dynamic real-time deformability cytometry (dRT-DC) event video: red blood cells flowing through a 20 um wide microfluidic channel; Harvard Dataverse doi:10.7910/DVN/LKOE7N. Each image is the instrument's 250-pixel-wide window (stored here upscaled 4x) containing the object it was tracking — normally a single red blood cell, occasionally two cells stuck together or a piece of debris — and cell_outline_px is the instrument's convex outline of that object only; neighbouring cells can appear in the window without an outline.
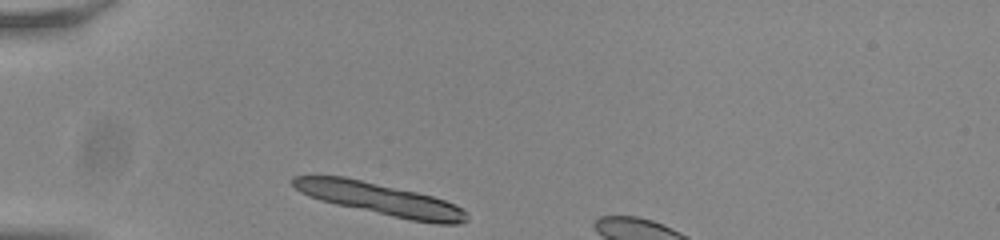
{"species": "common noctule bat (a hibernating species)", "species_latin": "Nyctalus noctula", "temperature_condition": "room temperature", "stored_images_in_passage": 7, "camera_frame_rate_fps": 3000, "um_per_image_px": 0.085, "animal": {"sex": "male", "body_mass_g": 20.0, "forearm_length_mm": 53.3}, "frame": {"image": 1, "passage_image": 1, "time_ms": 0.0, "image_size_px": [1000, 240], "cell_outline_px": [[468, 220], [456, 224], [436, 224], [412, 220], [392, 216], [336, 204], [320, 200], [308, 196], [300, 192], [292, 184], [292, 176], [344, 176], [416, 192], [432, 196], [456, 204], [468, 216]], "centroid_in_image_um": [32.3, 16.92], "position_along_channel_um": 52.7, "area_um2": 32.02}}